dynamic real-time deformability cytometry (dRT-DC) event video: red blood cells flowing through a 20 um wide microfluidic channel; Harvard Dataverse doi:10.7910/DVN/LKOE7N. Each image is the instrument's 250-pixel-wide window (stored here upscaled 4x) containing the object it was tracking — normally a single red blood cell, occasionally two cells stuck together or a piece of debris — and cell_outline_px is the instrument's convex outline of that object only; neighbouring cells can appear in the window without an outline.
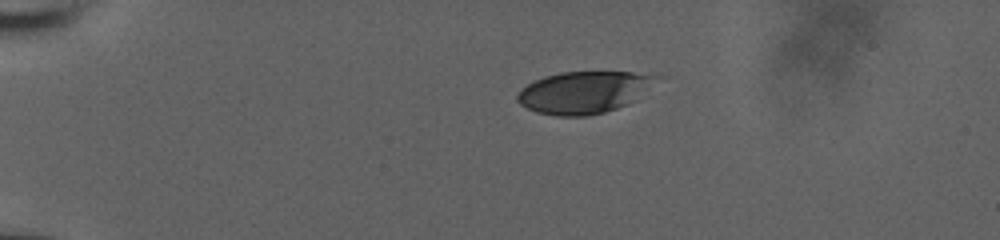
{"species": "human", "species_latin": "Homo sapiens", "temperature_condition": "room temperature", "stored_images_in_passage": 44, "camera_frame_rate_fps": 3000, "um_per_image_px": 0.085, "donor": {"sex": "male"}, "frame": {"image": 1, "passage_image": 1, "time_ms": 0.0, "image_size_px": [1000, 240], "cell_outline_px": [[664, 76], [628, 104], [604, 112], [588, 116], [556, 116], [536, 112], [520, 104], [516, 100], [516, 96], [520, 88], [544, 76], [560, 72], [632, 72]], "centroid_in_image_um": [49.62, 7.84], "position_along_channel_um": 35.4, "area_um2": 34.04}}
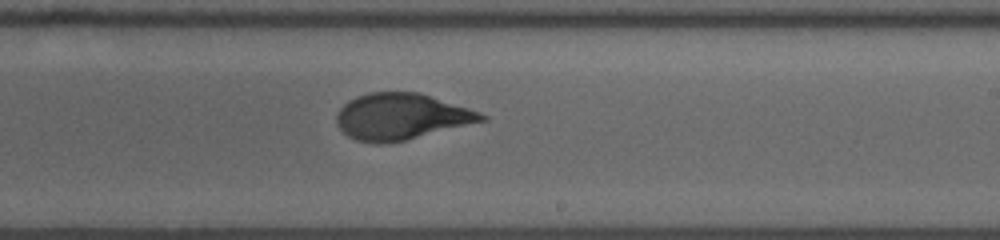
{"frame": {"image": 2, "passage_image": 24, "time_ms": 7.667, "image_size_px": [1000, 240], "cell_outline_px": [[488, 120], [404, 140], [384, 144], [376, 144], [356, 140], [348, 136], [336, 124], [336, 112], [348, 100], [356, 96], [368, 92], [420, 92], [480, 112], [488, 116]], "centroid_in_image_um": [34.08, 9.9], "position_along_channel_um": 254.9, "area_um2": 39.13}}
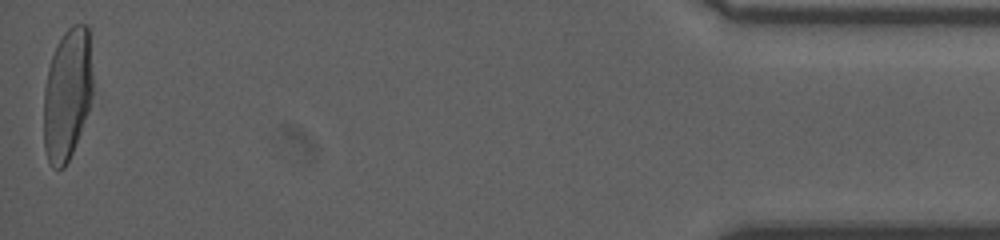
{"frame": {"image": 3, "passage_image": 44, "time_ms": 14.333, "image_size_px": [1000, 240], "cell_outline_px": [[92, 96], [88, 112], [72, 152], [64, 168], [52, 168], [48, 160], [44, 148], [44, 88], [48, 68], [56, 44], [64, 32], [72, 24], [88, 24], [92, 72]], "centroid_in_image_um": [5.71, 7.99], "position_along_channel_um": 429.5, "area_um2": 37.8}, "authors_computed_cell_mechanics": {"area_um2": 38.6971, "velocity_mm_per_s": 3.8453, "shape_relaxation_time_tau1_ms": 5.0453, "shape_relaxation_time_tau2_ms": null, "deformation_change_tau1": 0.2186, "deformation_change_tau2": null}}